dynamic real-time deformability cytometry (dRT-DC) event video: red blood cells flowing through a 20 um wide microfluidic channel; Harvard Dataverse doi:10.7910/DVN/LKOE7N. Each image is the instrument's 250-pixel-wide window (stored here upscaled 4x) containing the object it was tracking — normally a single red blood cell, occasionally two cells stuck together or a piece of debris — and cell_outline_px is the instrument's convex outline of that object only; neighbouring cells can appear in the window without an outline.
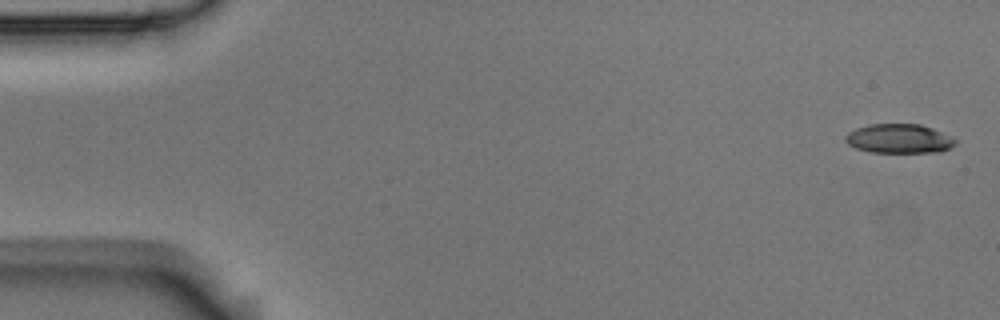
{"species": "Egyptian fruit bat (a non-hibernating species)", "species_latin": "Rousettus aegyptiacus", "temperature_condition": "room temperature", "stored_images_in_passage": 4, "camera_frame_rate_fps": 3000, "um_per_image_px": 0.085, "animal": {"sex": "male"}, "frame": {"image": 1, "passage_image": 1, "time_ms": 0.0, "image_size_px": [1000, 320], "cell_outline_px": [[956, 144], [940, 152], [872, 152], [856, 148], [848, 144], [844, 140], [844, 136], [848, 132], [856, 128], [868, 124], [920, 124], [932, 128], [952, 136], [956, 140]], "centroid_in_image_um": [76.41, 11.78], "position_along_channel_um": 8.6, "area_um2": 18.79}}
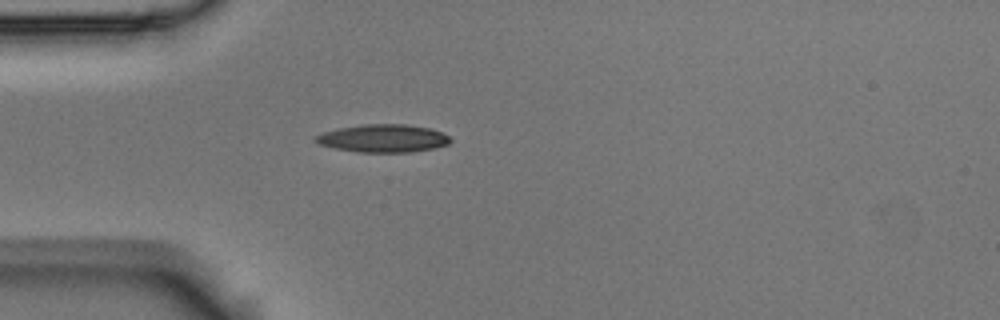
{"frame": {"image": 2, "passage_image": 4, "time_ms": 1.0, "image_size_px": [1000, 320], "cell_outline_px": [[452, 140], [448, 144], [432, 148], [408, 152], [360, 152], [336, 148], [320, 144], [312, 140], [316, 136], [324, 132], [340, 128], [364, 124], [404, 124], [428, 128], [440, 132], [448, 136]], "centroid_in_image_um": [32.55, 11.75], "position_along_channel_um": 52.4, "area_um2": 21.5}}